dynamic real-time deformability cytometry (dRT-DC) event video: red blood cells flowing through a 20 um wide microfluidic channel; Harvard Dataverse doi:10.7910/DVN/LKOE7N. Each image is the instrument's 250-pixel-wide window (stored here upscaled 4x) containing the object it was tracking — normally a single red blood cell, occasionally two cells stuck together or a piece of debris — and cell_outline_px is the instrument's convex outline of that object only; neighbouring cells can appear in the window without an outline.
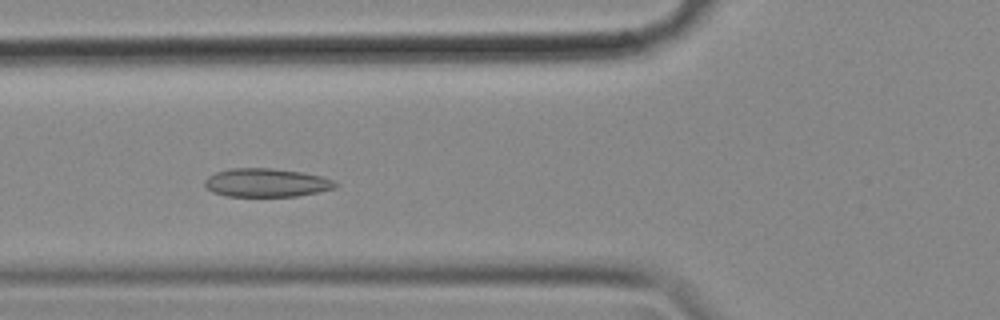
{"species": "common noctule bat (a hibernating species)", "species_latin": "Nyctalus noctula", "temperature_condition": "cold", "stored_images_in_passage": 57, "camera_frame_rate_fps": 3000, "um_per_image_px": 0.085, "animal": {"sex": "female", "body_mass_g": 18.4}, "frame": {"image": 1, "passage_image": 21, "time_ms": 6.667, "image_size_px": [1000, 320], "cell_outline_px": [[340, 184], [336, 188], [296, 196], [228, 196], [212, 192], [204, 188], [204, 180], [208, 176], [216, 172], [232, 168], [272, 168], [300, 172], [320, 176], [336, 180]], "centroid_in_image_um": [22.63, 15.53], "position_along_channel_um": 103.2, "area_um2": 21.79}}
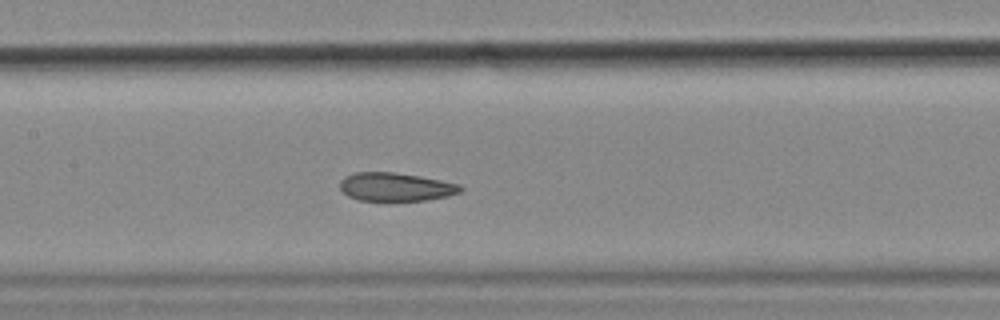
{"frame": {"image": 2, "passage_image": 27, "time_ms": 8.667, "image_size_px": [1000, 320], "cell_outline_px": [[464, 188], [460, 192], [448, 196], [424, 200], [360, 200], [348, 196], [340, 188], [340, 180], [344, 176], [356, 172], [392, 172], [420, 176], [460, 184]], "centroid_in_image_um": [33.63, 15.87], "position_along_channel_um": 173.8, "area_um2": 19.83}}
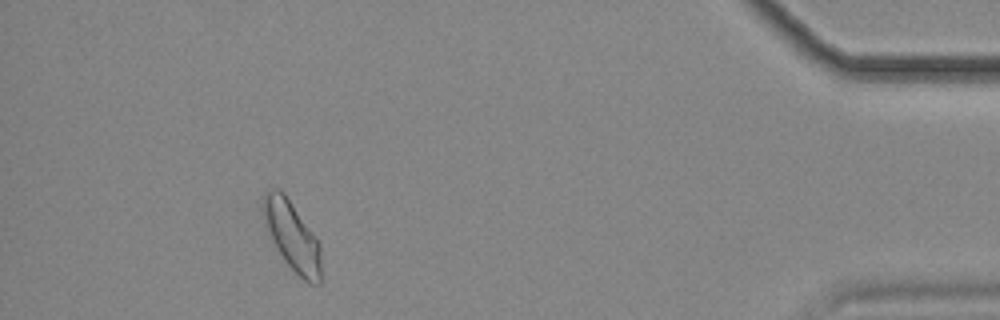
{"frame": {"image": 3, "passage_image": 52, "time_ms": 17.0, "image_size_px": [1000, 320], "cell_outline_px": [[320, 284], [308, 284], [284, 260], [264, 224], [260, 204], [264, 196], [272, 188], [280, 188], [284, 192], [320, 244]], "centroid_in_image_um": [24.8, 20.03], "position_along_channel_um": 410.4, "area_um2": 23.0}, "authors_computed_cell_mechanics": {"area_um2": 22.0796, "velocity_mm_per_s": 3.5292, "shape_relaxation_time_tau1_ms": 10.4663, "shape_relaxation_time_tau2_ms": 3.5129, "deformation_change_tau1": 0.1434, "deformation_change_tau2": 0.0728}}